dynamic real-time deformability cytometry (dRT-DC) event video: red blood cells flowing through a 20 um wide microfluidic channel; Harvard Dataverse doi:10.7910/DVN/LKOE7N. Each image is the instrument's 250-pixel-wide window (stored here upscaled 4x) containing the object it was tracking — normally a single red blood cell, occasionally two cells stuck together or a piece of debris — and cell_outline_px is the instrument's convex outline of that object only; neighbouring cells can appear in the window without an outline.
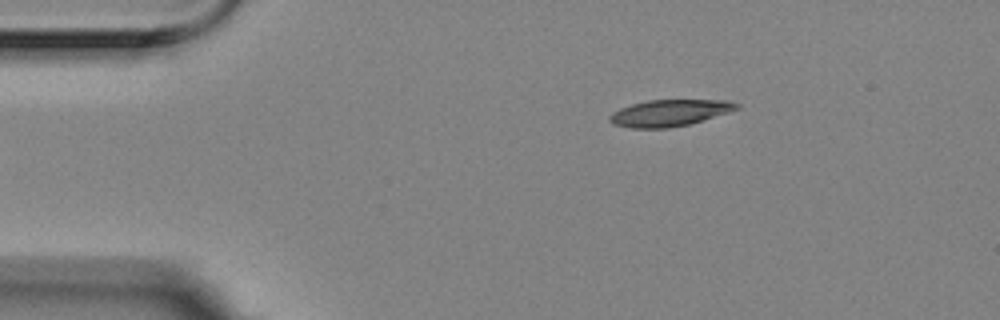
{"species": "Egyptian fruit bat (a non-hibernating species)", "species_latin": "Rousettus aegyptiacus", "temperature_condition": "room temperature", "stored_images_in_passage": 2, "camera_frame_rate_fps": 3000, "um_per_image_px": 0.085, "animal": {"sex": "female"}, "frame": {"image": 1, "passage_image": 2, "time_ms": 0.333, "image_size_px": [1000, 320], "cell_outline_px": [[740, 108], [728, 112], [688, 124], [668, 128], [632, 128], [612, 124], [608, 120], [608, 116], [612, 112], [620, 108], [632, 104], [648, 100], [728, 100], [740, 104]], "centroid_in_image_um": [56.87, 9.59], "position_along_channel_um": 28.1, "area_um2": 19.59}}